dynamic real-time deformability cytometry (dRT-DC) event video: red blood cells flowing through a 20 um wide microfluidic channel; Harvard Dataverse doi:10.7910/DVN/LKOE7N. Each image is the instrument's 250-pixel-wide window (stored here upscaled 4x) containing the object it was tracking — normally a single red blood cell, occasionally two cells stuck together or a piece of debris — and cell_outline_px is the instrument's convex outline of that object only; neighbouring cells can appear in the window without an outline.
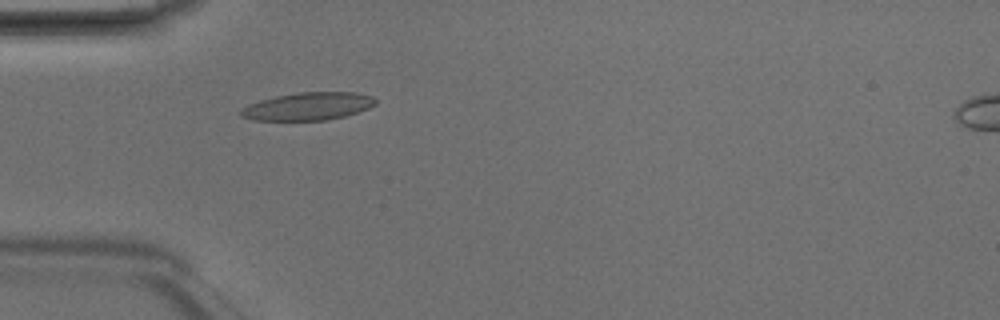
{"species": "Egyptian fruit bat (a non-hibernating species)", "species_latin": "Rousettus aegyptiacus", "temperature_condition": "room temperature", "stored_images_in_passage": 2, "camera_frame_rate_fps": 3000, "um_per_image_px": 0.085, "animal": {"sex": "male"}, "frame": {"image": 1, "passage_image": 2, "time_ms": 0.333, "image_size_px": [1000, 320], "cell_outline_px": [[376, 104], [368, 108], [344, 116], [324, 120], [252, 120], [240, 116], [240, 108], [248, 104], [260, 100], [276, 96], [296, 92], [356, 92], [372, 96], [376, 100]], "centroid_in_image_um": [26.15, 9.03], "position_along_channel_um": 58.9, "area_um2": 21.79}}